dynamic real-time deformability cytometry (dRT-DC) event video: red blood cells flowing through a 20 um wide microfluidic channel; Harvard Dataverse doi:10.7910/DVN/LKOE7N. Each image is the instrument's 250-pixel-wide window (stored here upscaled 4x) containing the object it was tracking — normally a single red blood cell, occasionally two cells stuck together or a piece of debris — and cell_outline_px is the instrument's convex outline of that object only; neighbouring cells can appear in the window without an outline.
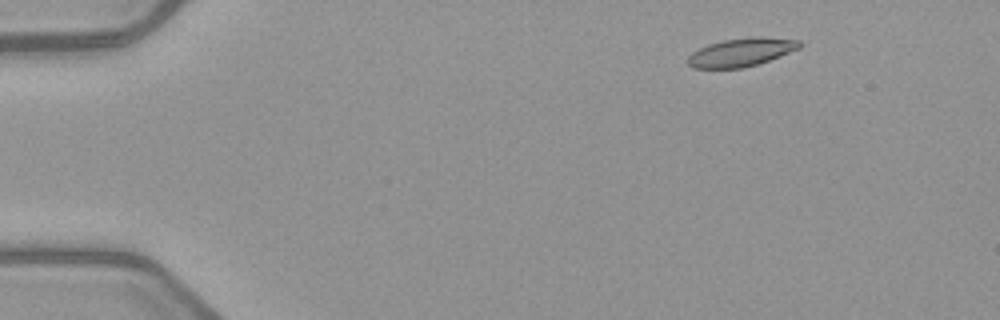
{"species": "common noctule bat (a hibernating species)", "species_latin": "Nyctalus noctula", "temperature_condition": "warm", "stored_images_in_passage": 4, "camera_frame_rate_fps": 3000, "um_per_image_px": 0.085, "animal": {"sex": "female", "body_mass_g": 21.9}, "frame": {"image": 1, "passage_image": 2, "time_ms": 1.0, "image_size_px": [1000, 320], "cell_outline_px": [[800, 48], [768, 60], [744, 68], [692, 68], [688, 64], [688, 56], [692, 52], [708, 44], [724, 40], [756, 36], [764, 36], [800, 40]], "centroid_in_image_um": [62.99, 4.43], "position_along_channel_um": 22.0, "area_um2": 18.32}}
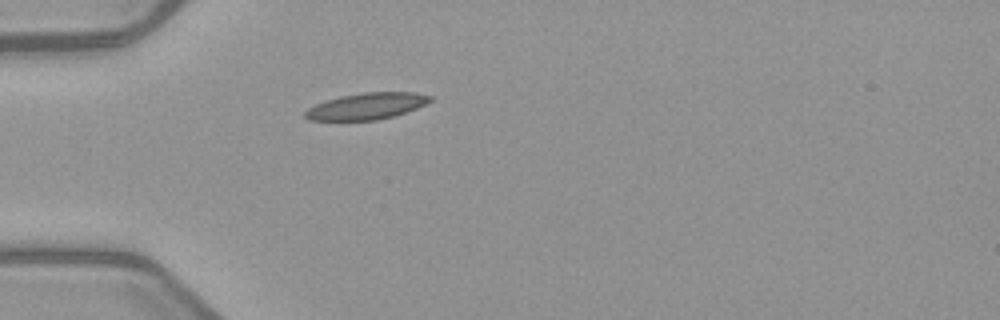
{"frame": {"image": 2, "passage_image": 4, "time_ms": 4.0, "image_size_px": [1000, 320], "cell_outline_px": [[432, 100], [416, 108], [392, 116], [376, 120], [308, 120], [304, 116], [304, 112], [308, 108], [316, 104], [340, 96], [364, 92], [416, 92], [432, 96]], "centroid_in_image_um": [31.15, 9.01], "position_along_channel_um": 53.8, "area_um2": 19.07}}